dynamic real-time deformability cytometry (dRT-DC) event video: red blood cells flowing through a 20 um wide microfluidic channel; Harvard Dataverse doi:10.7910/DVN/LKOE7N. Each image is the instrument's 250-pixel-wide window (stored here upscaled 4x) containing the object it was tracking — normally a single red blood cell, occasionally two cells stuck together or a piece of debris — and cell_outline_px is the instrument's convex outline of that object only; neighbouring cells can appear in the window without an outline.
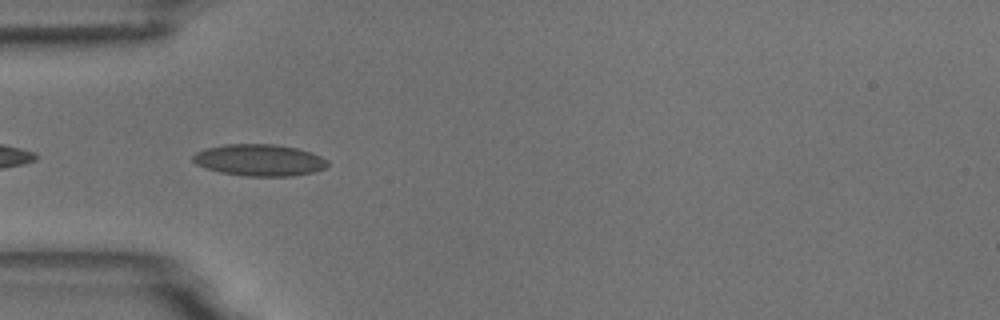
{"species": "common noctule bat (a hibernating species)", "species_latin": "Nyctalus noctula", "temperature_condition": "room temperature", "stored_images_in_passage": 5, "camera_frame_rate_fps": 3000, "um_per_image_px": 0.085, "animal": {"sex": "male", "body_mass_g": 18.8}, "frame": {"image": 1, "passage_image": 4, "time_ms": 4.333, "image_size_px": [1000, 320], "cell_outline_px": [[328, 164], [324, 168], [316, 172], [292, 176], [248, 176], [220, 172], [204, 168], [196, 164], [192, 160], [192, 156], [196, 152], [204, 148], [224, 144], [276, 144], [296, 148], [312, 152], [328, 160]], "centroid_in_image_um": [22.04, 13.6], "position_along_channel_um": 63.0, "area_um2": 25.09}}